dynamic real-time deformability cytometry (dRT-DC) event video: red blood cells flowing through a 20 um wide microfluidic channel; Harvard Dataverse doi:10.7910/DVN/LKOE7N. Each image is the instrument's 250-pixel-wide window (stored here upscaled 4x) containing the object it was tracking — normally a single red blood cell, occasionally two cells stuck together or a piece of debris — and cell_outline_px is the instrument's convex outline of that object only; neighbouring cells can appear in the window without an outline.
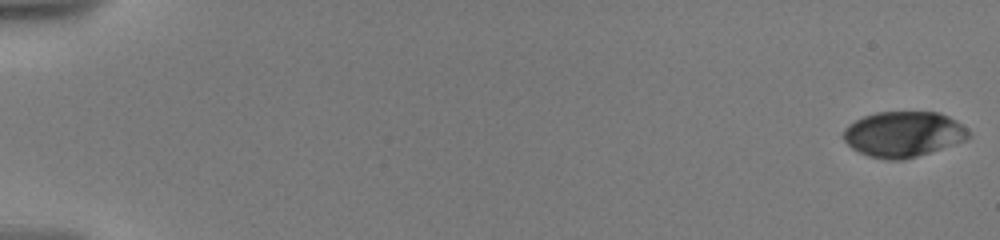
{"species": "human", "species_latin": "Homo sapiens", "temperature_condition": "warm", "stored_images_in_passage": 40, "camera_frame_rate_fps": 3000, "um_per_image_px": 0.085, "donor": {"sex": "male"}, "frame": {"image": 1, "passage_image": 1, "time_ms": 0.0, "image_size_px": [1000, 240], "cell_outline_px": [[972, 136], [964, 140], [916, 156], [900, 160], [892, 160], [868, 156], [852, 148], [844, 140], [844, 128], [848, 124], [864, 116], [876, 112], [940, 112], [956, 120], [968, 128]], "centroid_in_image_um": [76.79, 11.38], "position_along_channel_um": 8.2, "area_um2": 32.95}}
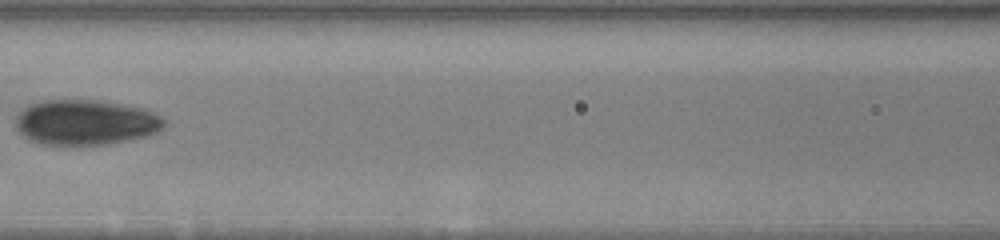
{"frame": {"image": 2, "passage_image": 17, "time_ms": 9.333, "image_size_px": [1000, 240], "cell_outline_px": [[164, 128], [160, 132], [144, 136], [104, 144], [40, 144], [28, 140], [16, 128], [16, 116], [28, 104], [44, 100], [104, 100], [128, 104], [144, 108], [160, 116], [164, 120]], "centroid_in_image_um": [7.28, 10.37], "position_along_channel_um": 159.3, "area_um2": 39.25}}
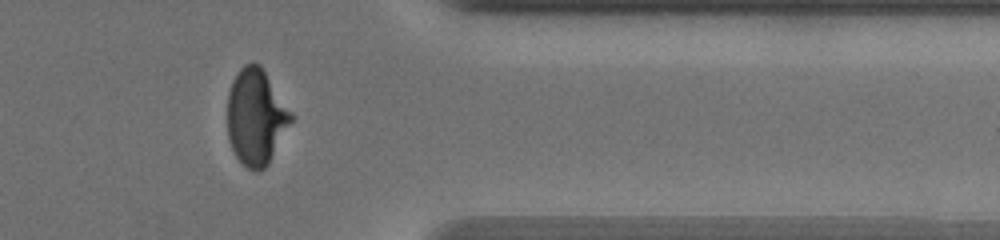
{"frame": {"image": 3, "passage_image": 33, "time_ms": 16.0, "image_size_px": [1000, 240], "cell_outline_px": [[296, 116], [268, 164], [264, 168], [256, 172], [248, 168], [236, 156], [228, 140], [228, 92], [232, 80], [240, 68], [244, 64], [260, 64]], "centroid_in_image_um": [21.79, 9.93], "position_along_channel_um": 389.6, "area_um2": 35.89}}